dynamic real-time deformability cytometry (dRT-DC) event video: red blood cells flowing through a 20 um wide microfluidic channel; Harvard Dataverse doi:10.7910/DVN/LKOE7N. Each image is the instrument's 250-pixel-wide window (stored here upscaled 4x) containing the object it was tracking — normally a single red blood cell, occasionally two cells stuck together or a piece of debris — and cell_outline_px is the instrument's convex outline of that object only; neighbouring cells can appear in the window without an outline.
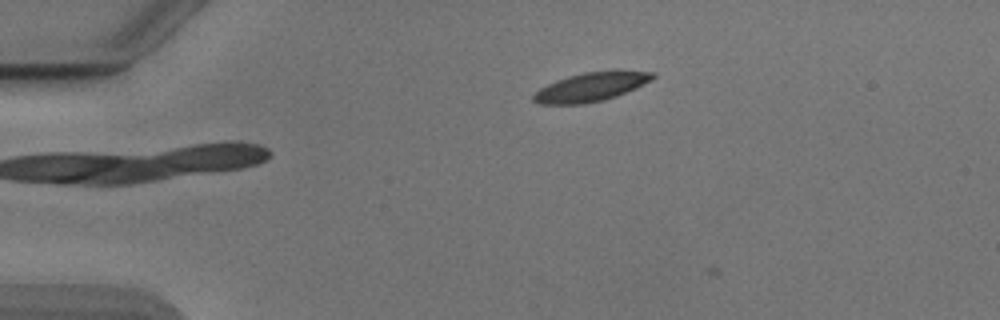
{"species": "Egyptian fruit bat (a non-hibernating species)", "species_latin": "Rousettus aegyptiacus", "temperature_condition": "cold", "stored_images_in_passage": 4, "camera_frame_rate_fps": 3000, "um_per_image_px": 0.085, "animal": {"sex": "male"}, "frame": {"image": 1, "passage_image": 3, "time_ms": 0.667, "image_size_px": [1000, 320], "cell_outline_px": [[656, 76], [636, 88], [616, 96], [604, 100], [584, 104], [540, 104], [532, 100], [532, 96], [540, 88], [556, 80], [568, 76], [584, 72], [652, 72]], "centroid_in_image_um": [50.15, 7.42], "position_along_channel_um": 34.8, "area_um2": 19.48}}